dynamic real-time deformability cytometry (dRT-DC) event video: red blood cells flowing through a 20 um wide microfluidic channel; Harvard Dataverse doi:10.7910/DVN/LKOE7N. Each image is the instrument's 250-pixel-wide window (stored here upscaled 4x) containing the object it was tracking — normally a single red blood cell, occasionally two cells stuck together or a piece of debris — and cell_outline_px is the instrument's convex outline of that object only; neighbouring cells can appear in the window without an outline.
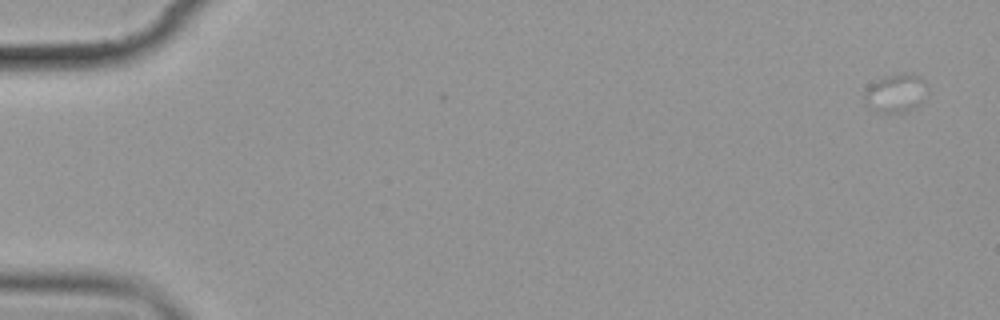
{"species": "common noctule bat (a hibernating species)", "species_latin": "Nyctalus noctula", "temperature_condition": "cold", "stored_images_in_passage": 2, "camera_frame_rate_fps": 3000, "um_per_image_px": 0.085, "animal": {"sex": "female", "body_mass_g": 19.9}, "frame": {"image": 1, "passage_image": 2, "time_ms": 1.0, "image_size_px": [1000, 320], "cell_outline_px": [[928, 88], [920, 100], [912, 108], [904, 112], [880, 112], [868, 108], [864, 100], [864, 96], [868, 84], [884, 76], [916, 76], [924, 80]], "centroid_in_image_um": [76.05, 7.95], "position_along_channel_um": 8.9, "area_um2": 13.41}}